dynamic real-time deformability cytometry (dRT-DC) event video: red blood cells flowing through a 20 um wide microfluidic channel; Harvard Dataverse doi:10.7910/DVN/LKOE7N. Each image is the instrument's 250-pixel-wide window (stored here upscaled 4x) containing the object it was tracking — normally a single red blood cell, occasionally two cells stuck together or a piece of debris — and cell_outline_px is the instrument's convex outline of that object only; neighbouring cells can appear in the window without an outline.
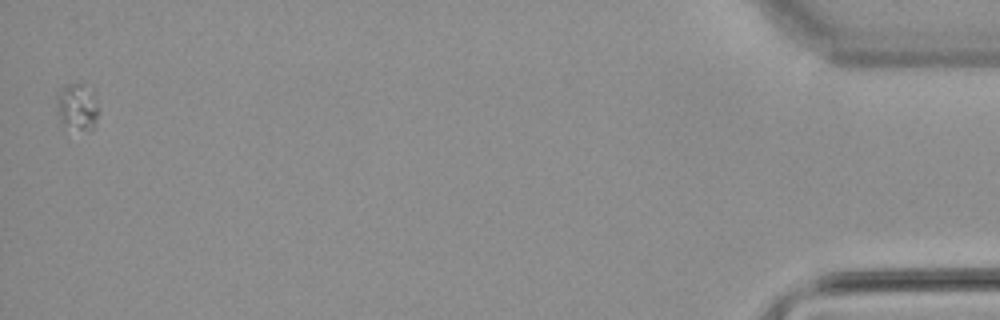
{"species": "common noctule bat (a hibernating species)", "species_latin": "Nyctalus noctula", "temperature_condition": "warm", "stored_images_in_passage": 42, "camera_frame_rate_fps": 3000, "um_per_image_px": 0.085, "animal": {"sex": "male", "body_mass_g": 21.5, "forearm_length_mm": 52.0}, "frame": {"image": 1, "passage_image": 42, "time_ms": 13.667, "image_size_px": [1000, 320], "cell_outline_px": [[96, 128], [92, 132], [88, 132], [64, 124], [60, 120], [56, 96], [56, 92], [64, 84], [80, 84], [96, 88]], "centroid_in_image_um": [6.6, 9.04], "position_along_channel_um": 428.6, "area_um2": 11.68}}